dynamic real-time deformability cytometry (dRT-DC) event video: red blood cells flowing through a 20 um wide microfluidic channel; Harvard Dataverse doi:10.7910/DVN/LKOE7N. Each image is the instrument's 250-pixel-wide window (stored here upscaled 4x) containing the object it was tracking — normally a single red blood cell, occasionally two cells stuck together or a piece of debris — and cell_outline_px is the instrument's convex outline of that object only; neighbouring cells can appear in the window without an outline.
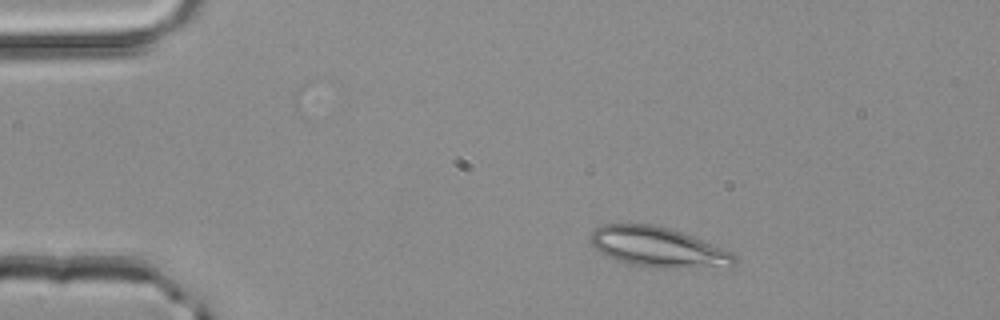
{"species": "common noctule bat (a hibernating species)", "species_latin": "Nyctalus noctula", "temperature_condition": "room temperature", "stored_images_in_passage": 2, "camera_frame_rate_fps": 3000, "um_per_image_px": 0.085, "animal": {"sex": "male", "body_mass_g": 20.4}, "frame": {"image": 1, "passage_image": 1, "time_ms": 0.0, "image_size_px": [1000, 320], "cell_outline_px": [[736, 264], [676, 268], [652, 268], [632, 264], [616, 260], [600, 252], [592, 244], [592, 232], [600, 224], [656, 224], [672, 228], [732, 252], [736, 256]], "centroid_in_image_um": [55.89, 20.99], "position_along_channel_um": 29.1, "area_um2": 33.12}}